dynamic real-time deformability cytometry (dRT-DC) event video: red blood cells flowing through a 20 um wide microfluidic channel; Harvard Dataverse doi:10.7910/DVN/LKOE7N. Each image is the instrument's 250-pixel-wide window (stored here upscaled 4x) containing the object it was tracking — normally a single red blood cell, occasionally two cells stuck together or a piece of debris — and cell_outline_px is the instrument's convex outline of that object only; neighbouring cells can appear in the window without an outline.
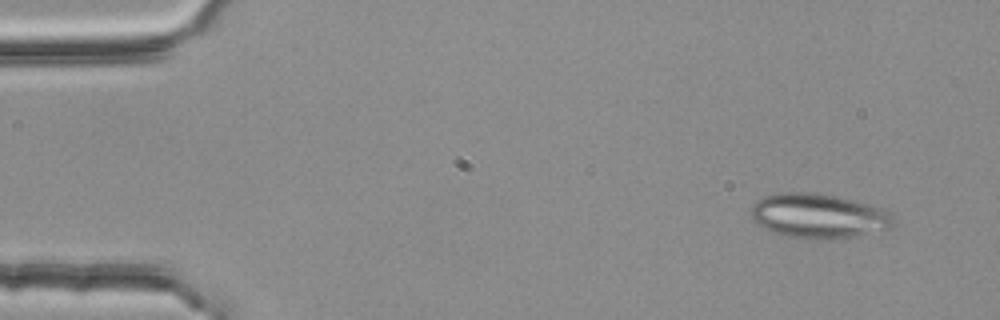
{"species": "common noctule bat (a hibernating species)", "species_latin": "Nyctalus noctula", "temperature_condition": "room temperature", "stored_images_in_passage": 51, "camera_frame_rate_fps": 3000, "um_per_image_px": 0.085, "animal": {"sex": "female", "body_mass_g": 25.1}, "frame": {"image": 1, "passage_image": 1, "time_ms": 0.0, "image_size_px": [1000, 320], "cell_outline_px": [[892, 228], [848, 236], [788, 236], [764, 228], [752, 216], [752, 204], [760, 196], [780, 192], [812, 192], [836, 196], [884, 208], [892, 212]], "centroid_in_image_um": [69.56, 18.28], "position_along_channel_um": 15.4, "area_um2": 35.72}}
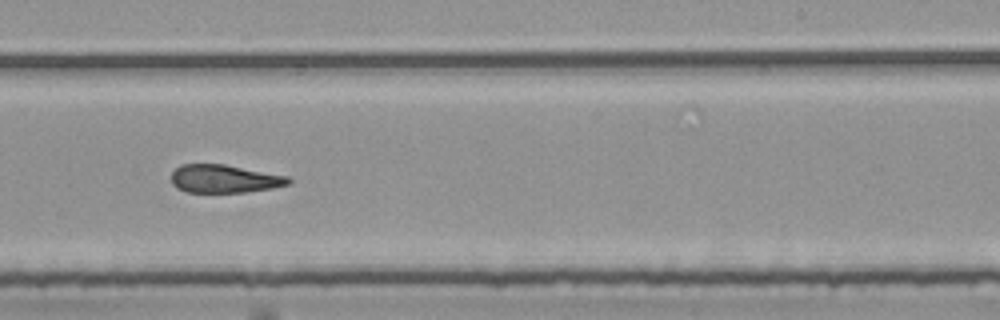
{"frame": {"image": 2, "passage_image": 30, "time_ms": 9.667, "image_size_px": [1000, 320], "cell_outline_px": [[292, 184], [272, 188], [244, 192], [188, 192], [176, 188], [172, 184], [172, 172], [180, 164], [224, 164], [288, 176], [292, 180]], "centroid_in_image_um": [19.08, 15.19], "position_along_channel_um": 269.9, "area_um2": 19.25}}
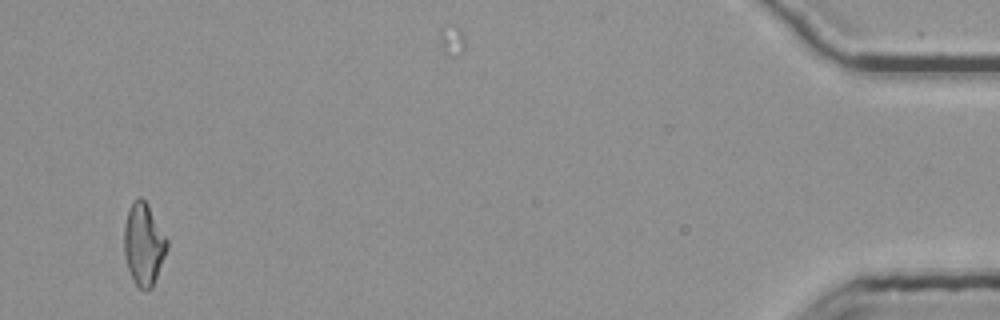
{"frame": {"image": 3, "passage_image": 49, "time_ms": 16.0, "image_size_px": [1000, 320], "cell_outline_px": [[168, 248], [152, 288], [140, 288], [136, 284], [128, 268], [124, 256], [124, 228], [128, 212], [132, 200], [140, 196], [148, 204], [168, 240]], "centroid_in_image_um": [12.22, 20.72], "position_along_channel_um": 423.0, "area_um2": 20.35}, "authors_computed_cell_mechanics": {"area_um2": 20.7502, "velocity_mm_per_s": 3.7976, "shape_relaxation_time_tau1_ms": null, "shape_relaxation_time_tau2_ms": 3.1784, "deformation_change_tau1": null, "deformation_change_tau2": 0.1372}}